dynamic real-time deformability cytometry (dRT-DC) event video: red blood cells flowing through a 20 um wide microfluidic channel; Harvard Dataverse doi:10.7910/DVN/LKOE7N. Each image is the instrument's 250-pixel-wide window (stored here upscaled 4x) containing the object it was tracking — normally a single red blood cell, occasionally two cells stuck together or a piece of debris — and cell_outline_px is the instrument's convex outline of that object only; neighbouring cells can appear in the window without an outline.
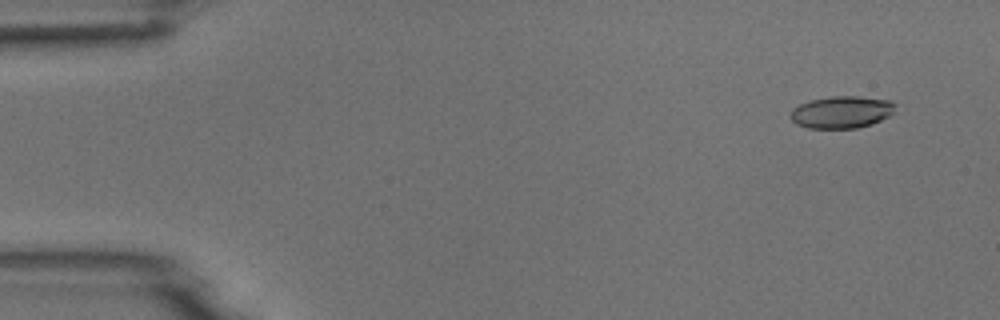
{"species": "common noctule bat (a hibernating species)", "species_latin": "Nyctalus noctula", "temperature_condition": "room temperature", "stored_images_in_passage": 4, "camera_frame_rate_fps": 3000, "um_per_image_px": 0.085, "animal": {"sex": "male", "body_mass_g": 18.8}, "frame": {"image": 1, "passage_image": 2, "time_ms": 1.0, "image_size_px": [1000, 320], "cell_outline_px": [[896, 112], [892, 116], [872, 124], [856, 128], [808, 128], [796, 124], [788, 116], [792, 108], [800, 104], [812, 100], [832, 96], [860, 96], [892, 100], [896, 104]], "centroid_in_image_um": [71.59, 9.53], "position_along_channel_um": 13.4, "area_um2": 20.06}}
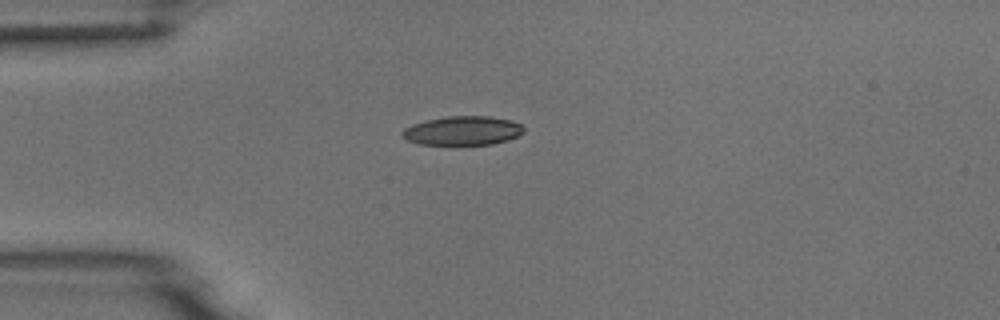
{"frame": {"image": 2, "passage_image": 4, "time_ms": 4.333, "image_size_px": [1000, 320], "cell_outline_px": [[524, 132], [508, 140], [492, 144], [420, 144], [408, 140], [400, 132], [404, 128], [412, 124], [428, 120], [448, 116], [488, 116], [512, 120], [520, 124], [524, 128]], "centroid_in_image_um": [39.34, 11.1], "position_along_channel_um": 45.7, "area_um2": 20.35}}